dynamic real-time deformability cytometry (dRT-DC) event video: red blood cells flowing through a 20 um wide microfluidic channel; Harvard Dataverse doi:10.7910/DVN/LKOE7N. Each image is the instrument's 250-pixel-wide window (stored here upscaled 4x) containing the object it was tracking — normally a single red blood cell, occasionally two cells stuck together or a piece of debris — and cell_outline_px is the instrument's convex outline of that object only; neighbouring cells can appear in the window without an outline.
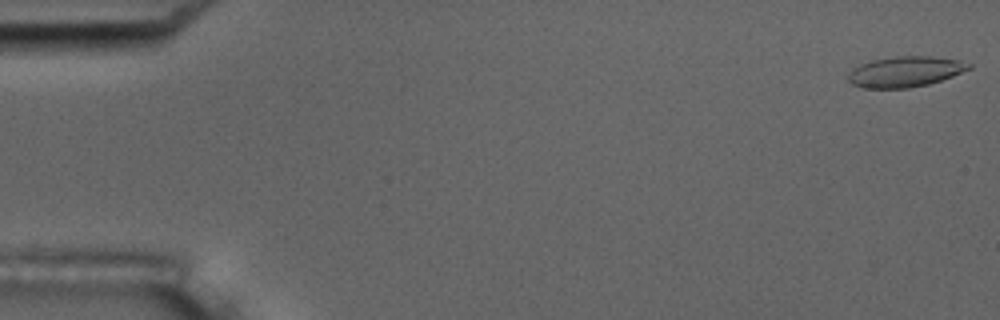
{"species": "common noctule bat (a hibernating species)", "species_latin": "Nyctalus noctula", "temperature_condition": "room temperature", "stored_images_in_passage": 13, "camera_frame_rate_fps": 3000, "um_per_image_px": 0.085, "animal": {"sex": "male", "body_mass_g": 17.5, "forearm_length_mm": 52.3}, "frame": {"image": 1, "passage_image": 1, "time_ms": 0.0, "image_size_px": [1000, 320], "cell_outline_px": [[972, 68], [952, 76], [928, 84], [908, 88], [864, 88], [852, 84], [848, 80], [848, 72], [852, 68], [860, 64], [872, 60], [896, 56], [932, 56], [960, 60], [972, 64]], "centroid_in_image_um": [76.93, 6.08], "position_along_channel_um": 8.1, "area_um2": 21.56}}